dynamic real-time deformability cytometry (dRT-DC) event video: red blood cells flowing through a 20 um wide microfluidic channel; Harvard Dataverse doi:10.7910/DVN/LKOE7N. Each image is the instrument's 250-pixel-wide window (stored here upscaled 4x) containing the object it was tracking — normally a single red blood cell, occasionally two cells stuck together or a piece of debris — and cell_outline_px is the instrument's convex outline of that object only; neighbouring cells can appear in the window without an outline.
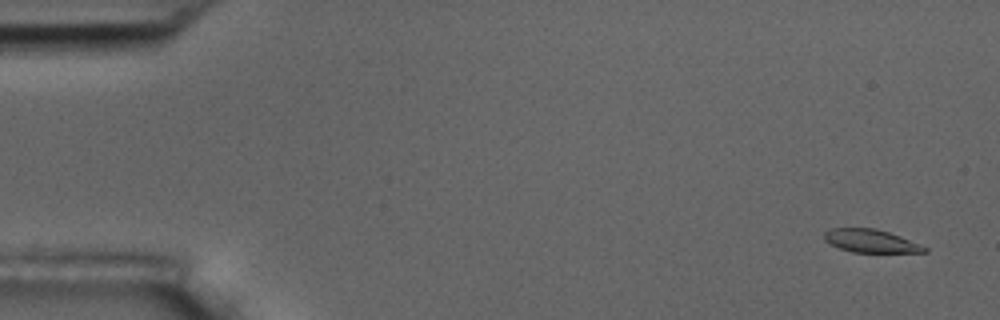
{"species": "common noctule bat (a hibernating species)", "species_latin": "Nyctalus noctula", "temperature_condition": "room temperature", "stored_images_in_passage": 6, "camera_frame_rate_fps": 3000, "um_per_image_px": 0.085, "animal": {"sex": "male", "body_mass_g": 17.5, "forearm_length_mm": 52.3}, "frame": {"image": 1, "passage_image": 1, "time_ms": 0.0, "image_size_px": [1000, 320], "cell_outline_px": [[928, 252], [852, 252], [840, 248], [824, 240], [824, 232], [832, 228], [876, 228], [900, 236], [928, 248]], "centroid_in_image_um": [74.0, 20.47], "position_along_channel_um": 11.0, "area_um2": 13.29}}